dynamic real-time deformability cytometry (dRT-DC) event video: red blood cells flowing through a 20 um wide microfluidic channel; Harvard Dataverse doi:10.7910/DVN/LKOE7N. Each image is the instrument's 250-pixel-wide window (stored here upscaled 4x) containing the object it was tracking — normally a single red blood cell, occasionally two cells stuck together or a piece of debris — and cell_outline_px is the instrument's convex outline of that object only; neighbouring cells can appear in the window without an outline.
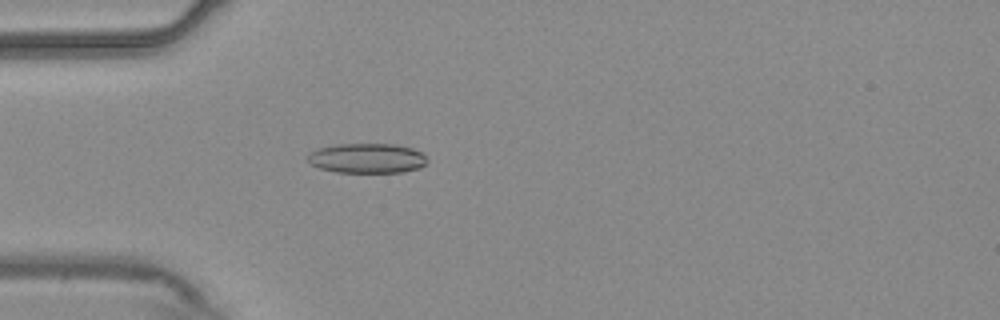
{"species": "common noctule bat (a hibernating species)", "species_latin": "Nyctalus noctula", "temperature_condition": "warm", "stored_images_in_passage": 55, "camera_frame_rate_fps": 3000, "um_per_image_px": 0.085, "animal": {"sex": "male", "body_mass_g": 20.4}, "frame": {"image": 1, "passage_image": 16, "time_ms": 5.0, "image_size_px": [1000, 320], "cell_outline_px": [[428, 160], [420, 168], [400, 172], [336, 172], [320, 168], [312, 164], [308, 160], [308, 156], [312, 152], [320, 148], [336, 144], [392, 144], [412, 148], [420, 152]], "centroid_in_image_um": [31.21, 13.45], "position_along_channel_um": 53.8, "area_um2": 20.46}}
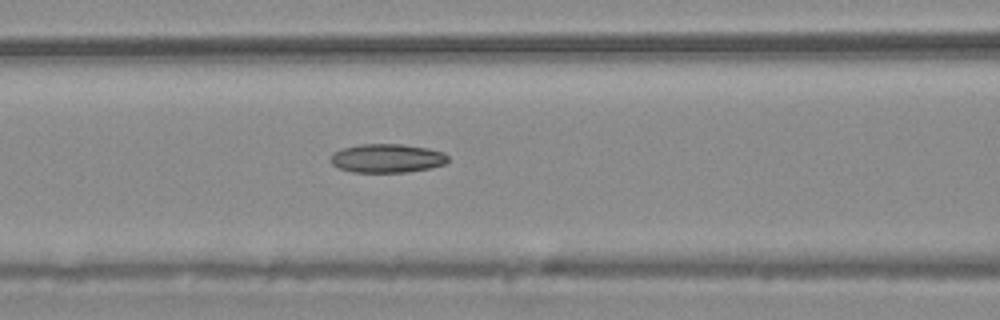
{"frame": {"image": 2, "passage_image": 23, "time_ms": 7.333, "image_size_px": [1000, 320], "cell_outline_px": [[448, 160], [444, 164], [428, 168], [408, 172], [352, 172], [340, 168], [332, 164], [332, 152], [340, 148], [360, 144], [400, 144], [428, 148], [444, 152], [448, 156]], "centroid_in_image_um": [32.89, 13.44], "position_along_channel_um": 133.7, "area_um2": 19.65}}
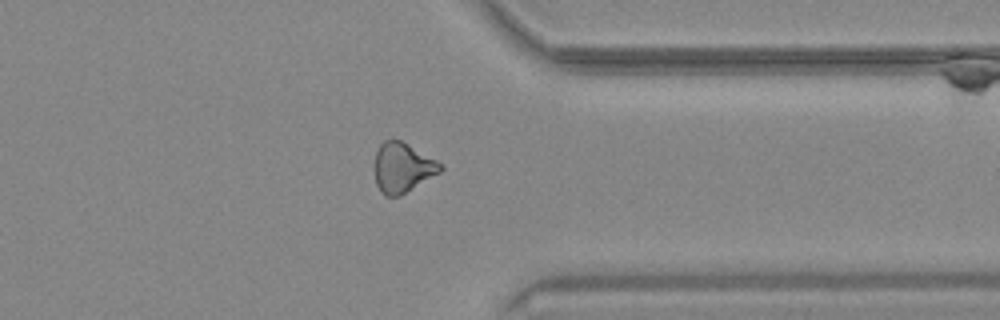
{"frame": {"image": 3, "passage_image": 43, "time_ms": 14.0, "image_size_px": [1000, 320], "cell_outline_px": [[444, 168], [440, 172], [400, 196], [384, 196], [380, 192], [376, 184], [376, 152], [380, 144], [384, 140], [392, 136], [408, 144], [436, 160]], "centroid_in_image_um": [34.2, 14.23], "position_along_channel_um": 377.2, "area_um2": 19.02}, "authors_computed_cell_mechanics": {"area_um2": 19.8832, "velocity_mm_per_s": 3.713, "shape_relaxation_time_tau1_ms": null, "shape_relaxation_time_tau2_ms": 7.5741, "deformation_change_tau1": null, "deformation_change_tau2": 0.1603}}